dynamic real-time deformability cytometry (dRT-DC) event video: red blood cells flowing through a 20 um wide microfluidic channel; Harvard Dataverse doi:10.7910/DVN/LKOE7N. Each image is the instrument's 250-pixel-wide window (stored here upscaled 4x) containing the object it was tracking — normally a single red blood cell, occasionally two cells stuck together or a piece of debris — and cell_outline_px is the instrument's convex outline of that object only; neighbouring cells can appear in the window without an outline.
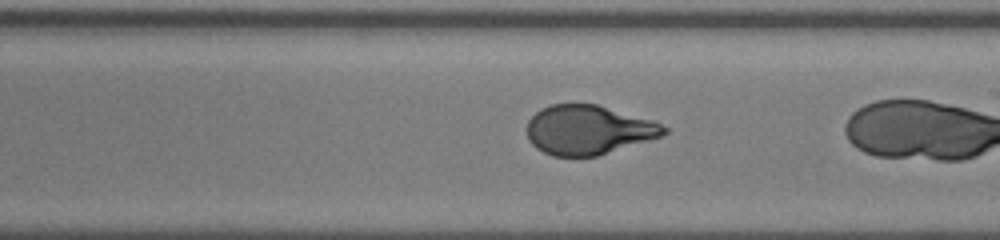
{"species": "human", "species_latin": "Homo sapiens", "temperature_condition": "room temperature", "stored_images_in_passage": 28, "camera_frame_rate_fps": 3000, "um_per_image_px": 0.085, "donor": {"sex": "female"}, "frame": {"image": 1, "passage_image": 27, "time_ms": 8.667, "image_size_px": [1000, 240], "cell_outline_px": [[668, 132], [660, 136], [596, 156], [552, 156], [536, 148], [528, 140], [528, 120], [540, 108], [552, 104], [596, 104], [652, 120], [668, 128]], "centroid_in_image_um": [49.97, 11.03], "position_along_channel_um": 239.0, "area_um2": 38.96}}